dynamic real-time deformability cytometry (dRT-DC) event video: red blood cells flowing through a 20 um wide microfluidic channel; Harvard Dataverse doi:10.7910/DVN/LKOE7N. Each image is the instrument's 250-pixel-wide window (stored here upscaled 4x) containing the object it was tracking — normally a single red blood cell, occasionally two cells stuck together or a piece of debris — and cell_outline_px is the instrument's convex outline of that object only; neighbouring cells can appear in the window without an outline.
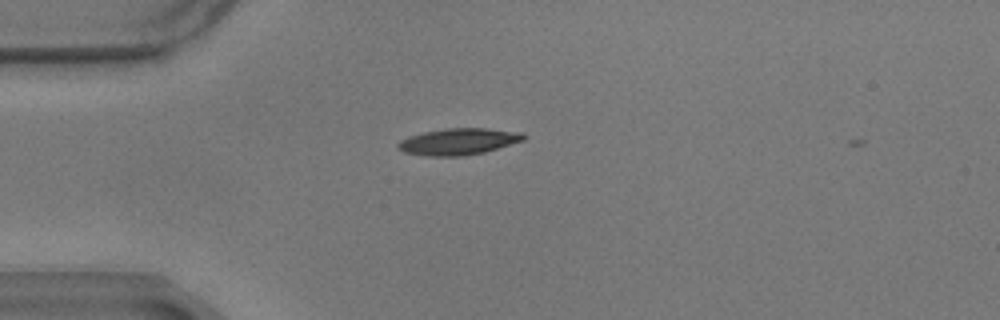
{"species": "common noctule bat (a hibernating species)", "species_latin": "Nyctalus noctula", "temperature_condition": "warm", "stored_images_in_passage": 4, "camera_frame_rate_fps": 3000, "um_per_image_px": 0.085, "animal": {"sex": "male", "body_mass_g": 17.9}, "frame": {"image": 1, "passage_image": 2, "time_ms": 0.333, "image_size_px": [1000, 320], "cell_outline_px": [[524, 140], [484, 152], [464, 156], [432, 156], [404, 152], [396, 144], [400, 140], [408, 136], [424, 132], [444, 128], [484, 128], [520, 132], [524, 136]], "centroid_in_image_um": [38.94, 12.03], "position_along_channel_um": 46.1, "area_um2": 19.19}}